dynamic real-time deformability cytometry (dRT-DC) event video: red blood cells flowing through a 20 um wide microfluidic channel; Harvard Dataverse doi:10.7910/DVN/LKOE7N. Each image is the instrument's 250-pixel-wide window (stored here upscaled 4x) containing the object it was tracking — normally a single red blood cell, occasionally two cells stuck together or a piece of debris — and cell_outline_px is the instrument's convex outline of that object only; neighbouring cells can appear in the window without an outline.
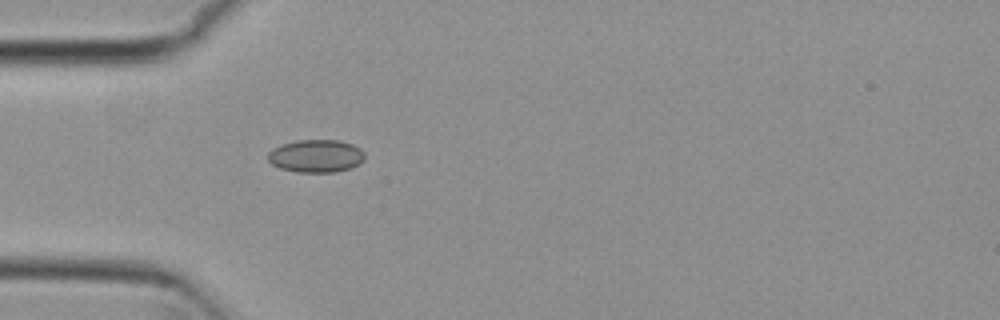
{"species": "common noctule bat (a hibernating species)", "species_latin": "Nyctalus noctula", "temperature_condition": "cold", "stored_images_in_passage": 39, "camera_frame_rate_fps": 3000, "um_per_image_px": 0.085, "animal": {"sex": "female", "body_mass_g": 29.2, "forearm_length_mm": 56.3}, "frame": {"image": 1, "passage_image": 1, "time_ms": 0.0, "image_size_px": [1000, 320], "cell_outline_px": [[364, 160], [348, 168], [336, 172], [296, 172], [280, 168], [272, 164], [268, 160], [268, 152], [272, 148], [296, 140], [340, 140], [352, 144], [360, 148], [364, 152]], "centroid_in_image_um": [26.85, 13.25], "position_along_channel_um": 58.2, "area_um2": 18.44}}
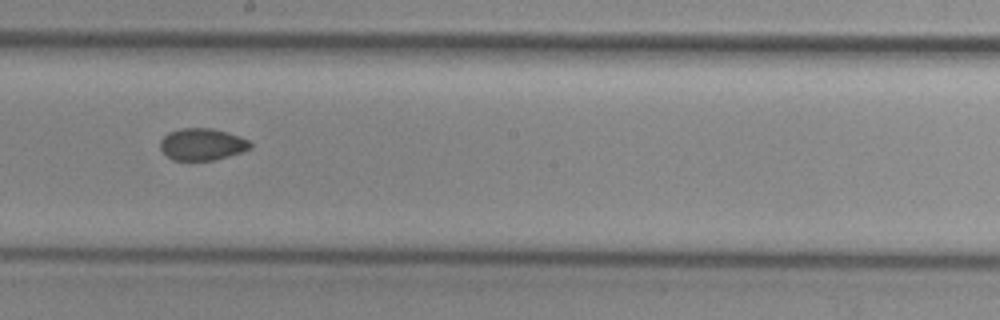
{"frame": {"image": 2, "passage_image": 15, "time_ms": 4.667, "image_size_px": [1000, 320], "cell_outline_px": [[252, 148], [228, 156], [212, 160], [172, 160], [160, 148], [160, 140], [168, 132], [180, 128], [212, 128], [228, 132], [240, 136], [248, 140], [252, 144]], "centroid_in_image_um": [17.18, 12.25], "position_along_channel_um": 231.0, "area_um2": 16.76}}
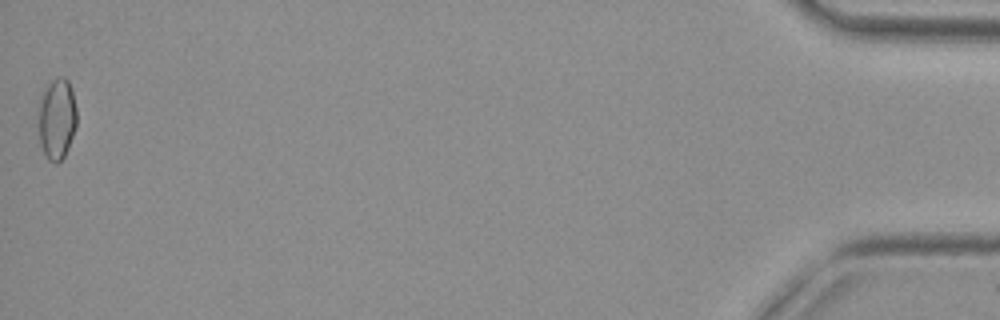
{"frame": {"image": 3, "passage_image": 39, "time_ms": 12.667, "image_size_px": [1000, 320], "cell_outline_px": [[76, 128], [64, 156], [56, 164], [48, 160], [40, 144], [40, 96], [48, 84], [52, 80], [60, 76], [64, 76], [68, 80], [72, 88], [76, 108]], "centroid_in_image_um": [4.86, 10.07], "position_along_channel_um": 430.3, "area_um2": 17.92}, "authors_computed_cell_mechanics": {"area_um2": 17.1666, "velocity_mm_per_s": 3.7803, "shape_relaxation_time_tau1_ms": null, "shape_relaxation_time_tau2_ms": 4.4645, "deformation_change_tau1": null, "deformation_change_tau2": 0.0726}}